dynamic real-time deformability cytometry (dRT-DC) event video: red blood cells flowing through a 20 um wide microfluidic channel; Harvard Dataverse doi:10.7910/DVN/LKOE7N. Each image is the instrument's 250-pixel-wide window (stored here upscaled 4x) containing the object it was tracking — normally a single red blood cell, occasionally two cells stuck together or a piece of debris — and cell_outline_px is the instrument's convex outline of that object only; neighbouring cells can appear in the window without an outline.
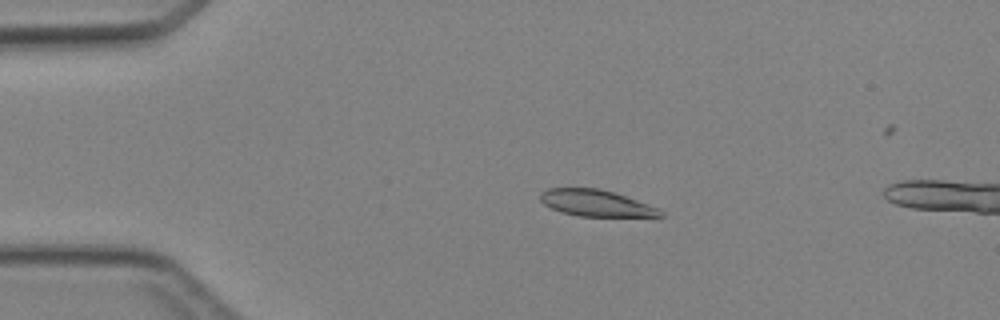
{"species": "Egyptian fruit bat (a non-hibernating species)", "species_latin": "Rousettus aegyptiacus", "temperature_condition": "cold", "stored_images_in_passage": 5, "camera_frame_rate_fps": 3000, "um_per_image_px": 0.085, "animal": {"sex": "female"}, "frame": {"image": 1, "passage_image": 3, "time_ms": 2.333, "image_size_px": [1000, 320], "cell_outline_px": [[664, 216], [580, 216], [560, 212], [544, 204], [540, 200], [540, 192], [548, 188], [600, 188], [616, 192], [660, 208], [664, 212]], "centroid_in_image_um": [50.68, 17.25], "position_along_channel_um": 34.3, "area_um2": 18.67}}